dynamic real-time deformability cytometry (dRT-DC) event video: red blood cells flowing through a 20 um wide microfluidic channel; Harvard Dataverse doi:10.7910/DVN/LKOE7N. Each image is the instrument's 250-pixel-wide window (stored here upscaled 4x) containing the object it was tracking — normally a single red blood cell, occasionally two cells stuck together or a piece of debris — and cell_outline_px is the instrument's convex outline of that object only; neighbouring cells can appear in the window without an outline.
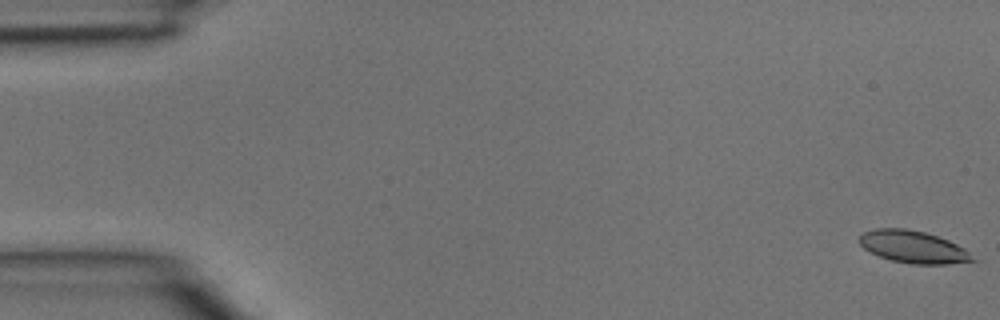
{"species": "common noctule bat (a hibernating species)", "species_latin": "Nyctalus noctula", "temperature_condition": "room temperature", "stored_images_in_passage": 4, "camera_frame_rate_fps": 3000, "um_per_image_px": 0.085, "animal": {"sex": "male", "body_mass_g": 15.6}, "frame": {"image": 1, "passage_image": 1, "time_ms": 0.0, "image_size_px": [1000, 320], "cell_outline_px": [[980, 260], [948, 264], [912, 264], [892, 260], [880, 256], [864, 248], [860, 244], [860, 236], [864, 232], [876, 228], [904, 228], [924, 232], [948, 240], [964, 248]], "centroid_in_image_um": [77.67, 20.99], "position_along_channel_um": 7.3, "area_um2": 21.15}}